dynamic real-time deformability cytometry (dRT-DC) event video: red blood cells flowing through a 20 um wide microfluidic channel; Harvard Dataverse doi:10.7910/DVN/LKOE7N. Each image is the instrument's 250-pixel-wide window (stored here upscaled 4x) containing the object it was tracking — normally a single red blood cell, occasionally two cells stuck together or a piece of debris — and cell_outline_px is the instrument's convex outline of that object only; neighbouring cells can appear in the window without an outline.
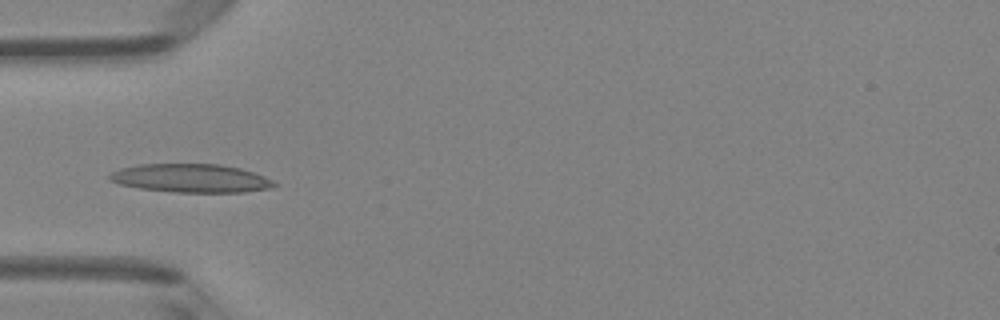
{"species": "Egyptian fruit bat (a non-hibernating species)", "species_latin": "Rousettus aegyptiacus", "temperature_condition": "room temperature", "stored_images_in_passage": 5, "camera_frame_rate_fps": 3000, "um_per_image_px": 0.085, "animal": {"sex": "female"}, "frame": {"image": 1, "passage_image": 5, "time_ms": 4.667, "image_size_px": [1000, 320], "cell_outline_px": [[280, 184], [272, 188], [244, 192], [176, 192], [140, 188], [120, 184], [108, 180], [108, 176], [112, 172], [120, 168], [140, 164], [220, 164], [240, 168], [264, 176]], "centroid_in_image_um": [16.25, 15.15], "position_along_channel_um": 68.8, "area_um2": 27.34}}